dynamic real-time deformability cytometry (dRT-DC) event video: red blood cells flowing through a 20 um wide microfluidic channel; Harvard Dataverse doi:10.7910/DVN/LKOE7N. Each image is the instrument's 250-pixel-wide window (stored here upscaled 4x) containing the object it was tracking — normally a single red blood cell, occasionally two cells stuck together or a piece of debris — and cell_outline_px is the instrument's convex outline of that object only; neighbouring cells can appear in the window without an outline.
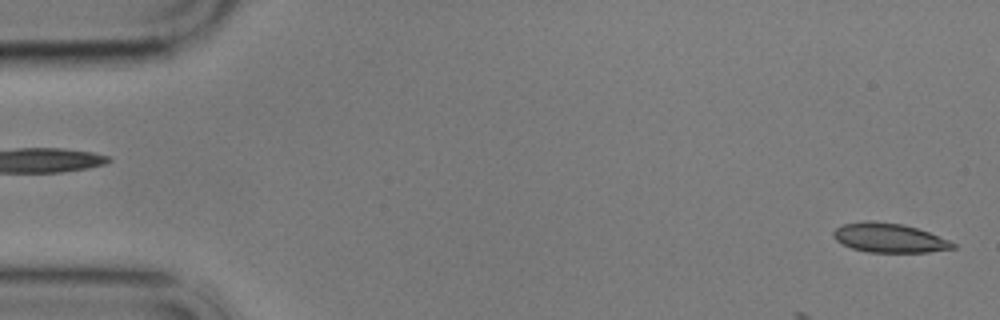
{"species": "common noctule bat (a hibernating species)", "species_latin": "Nyctalus noctula", "temperature_condition": "cold", "stored_images_in_passage": 4, "segment_of_instrument_passage": [2, 2], "camera_frame_rate_fps": 3000, "um_per_image_px": 0.085, "animal": {"sex": "male", "body_mass_g": 17.9}, "frame": {"image": 1, "passage_image": 4, "time_ms": 5.333, "image_size_px": [1000, 320], "cell_outline_px": [[956, 248], [928, 252], [868, 252], [852, 248], [836, 240], [832, 236], [832, 232], [836, 228], [844, 224], [864, 220], [872, 220], [904, 224], [928, 232], [948, 240], [956, 244]], "centroid_in_image_um": [75.56, 20.21], "position_along_channel_um": 9.4, "area_um2": 20.35}}